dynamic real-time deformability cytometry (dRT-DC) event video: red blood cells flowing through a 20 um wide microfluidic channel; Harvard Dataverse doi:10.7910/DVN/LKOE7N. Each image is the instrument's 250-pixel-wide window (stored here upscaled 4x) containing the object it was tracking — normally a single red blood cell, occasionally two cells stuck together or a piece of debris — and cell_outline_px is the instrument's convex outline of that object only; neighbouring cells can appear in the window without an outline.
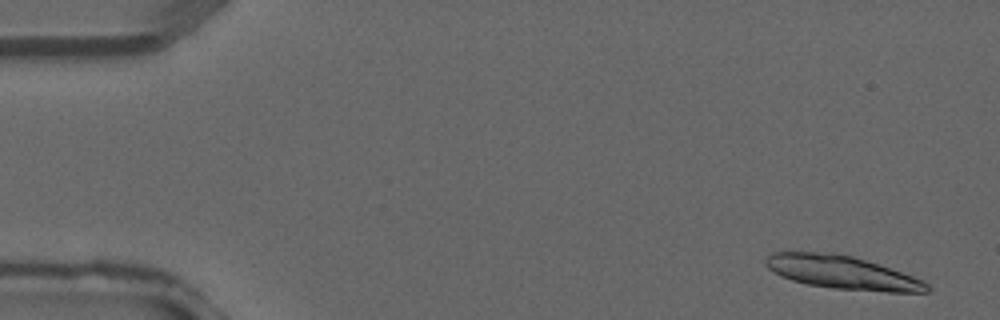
{"species": "common noctule bat (a hibernating species)", "species_latin": "Nyctalus noctula", "temperature_condition": "warm", "stored_images_in_passage": 4, "camera_frame_rate_fps": 3000, "um_per_image_px": 0.085, "animal": {"sex": "male", "forearm_length_mm": 52.5}, "frame": {"image": 1, "passage_image": 1, "time_ms": 0.0, "image_size_px": [1000, 320], "cell_outline_px": [[932, 288], [928, 292], [888, 292], [832, 288], [808, 284], [792, 280], [780, 276], [768, 268], [764, 264], [764, 260], [772, 252], [816, 252], [852, 256], [924, 280]], "centroid_in_image_um": [71.56, 23.17], "position_along_channel_um": 13.4, "area_um2": 30.87}}
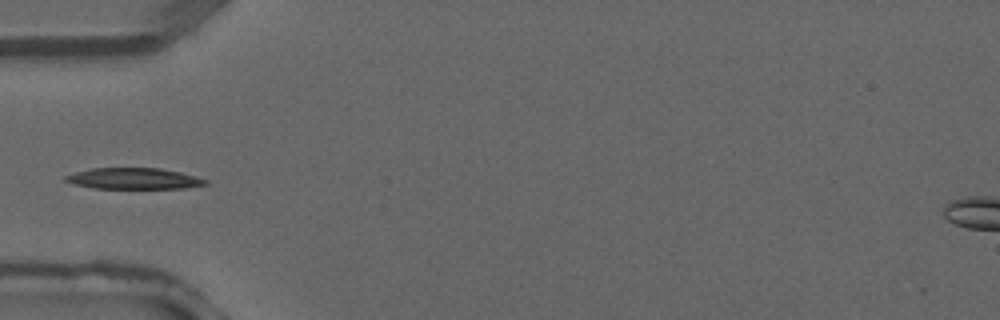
{"frame": {"image": 2, "passage_image": 4, "time_ms": 1.0, "image_size_px": [1000, 320], "cell_outline_px": [[208, 184], [184, 188], [92, 188], [72, 184], [64, 180], [64, 176], [76, 172], [92, 168], [160, 168], [180, 172], [196, 176], [208, 180]], "centroid_in_image_um": [11.36, 15.18], "position_along_channel_um": 73.6, "area_um2": 17.22}}